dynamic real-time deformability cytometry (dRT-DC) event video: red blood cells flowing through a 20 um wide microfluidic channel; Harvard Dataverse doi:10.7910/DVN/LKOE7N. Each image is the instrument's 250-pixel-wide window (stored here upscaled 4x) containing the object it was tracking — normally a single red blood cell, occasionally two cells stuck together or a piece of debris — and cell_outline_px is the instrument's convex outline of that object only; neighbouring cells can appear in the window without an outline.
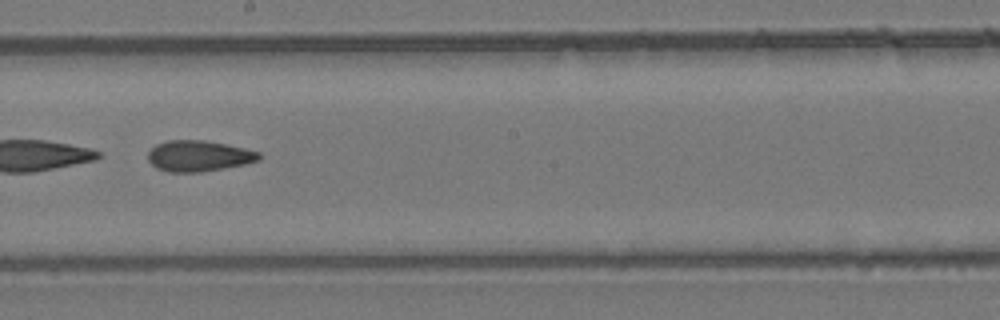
{"species": "common noctule bat (a hibernating species)", "species_latin": "Nyctalus noctula", "temperature_condition": "room temperature", "stored_images_in_passage": 52, "camera_frame_rate_fps": 3000, "um_per_image_px": 0.085, "animal": {"sex": "female", "body_mass_g": 24.6, "forearm_length_mm": 56.2}, "frame": {"image": 1, "passage_image": 30, "time_ms": 9.667, "image_size_px": [1000, 320], "cell_outline_px": [[260, 160], [244, 164], [224, 168], [200, 172], [168, 172], [156, 168], [148, 160], [148, 152], [156, 144], [168, 140], [204, 140], [244, 148], [260, 152]], "centroid_in_image_um": [16.87, 13.26], "position_along_channel_um": 231.3, "area_um2": 19.94}}